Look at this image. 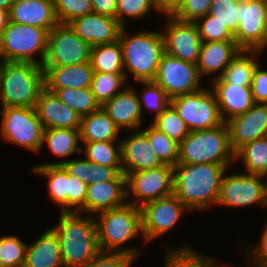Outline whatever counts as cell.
Here are the masks:
<instances>
[{
    "instance_id": "obj_40",
    "label": "cell",
    "mask_w": 267,
    "mask_h": 267,
    "mask_svg": "<svg viewBox=\"0 0 267 267\" xmlns=\"http://www.w3.org/2000/svg\"><path fill=\"white\" fill-rule=\"evenodd\" d=\"M144 85V90L141 91L142 94L138 93V100L140 103V110L143 116V105L154 111L153 119L159 116L170 104V98L167 96L166 92L154 81L141 82ZM140 94V96H139Z\"/></svg>"
},
{
    "instance_id": "obj_15",
    "label": "cell",
    "mask_w": 267,
    "mask_h": 267,
    "mask_svg": "<svg viewBox=\"0 0 267 267\" xmlns=\"http://www.w3.org/2000/svg\"><path fill=\"white\" fill-rule=\"evenodd\" d=\"M234 40L241 49L265 51L267 47V0L239 5Z\"/></svg>"
},
{
    "instance_id": "obj_28",
    "label": "cell",
    "mask_w": 267,
    "mask_h": 267,
    "mask_svg": "<svg viewBox=\"0 0 267 267\" xmlns=\"http://www.w3.org/2000/svg\"><path fill=\"white\" fill-rule=\"evenodd\" d=\"M80 141H117L121 130L113 119L100 107L92 113L82 116L80 127Z\"/></svg>"
},
{
    "instance_id": "obj_4",
    "label": "cell",
    "mask_w": 267,
    "mask_h": 267,
    "mask_svg": "<svg viewBox=\"0 0 267 267\" xmlns=\"http://www.w3.org/2000/svg\"><path fill=\"white\" fill-rule=\"evenodd\" d=\"M98 243L102 252H121L138 259L140 251L125 247V243L142 235L141 208L126 202L124 205L96 214Z\"/></svg>"
},
{
    "instance_id": "obj_10",
    "label": "cell",
    "mask_w": 267,
    "mask_h": 267,
    "mask_svg": "<svg viewBox=\"0 0 267 267\" xmlns=\"http://www.w3.org/2000/svg\"><path fill=\"white\" fill-rule=\"evenodd\" d=\"M221 179L217 205L247 207L263 205L267 207L266 177L259 174L233 173Z\"/></svg>"
},
{
    "instance_id": "obj_32",
    "label": "cell",
    "mask_w": 267,
    "mask_h": 267,
    "mask_svg": "<svg viewBox=\"0 0 267 267\" xmlns=\"http://www.w3.org/2000/svg\"><path fill=\"white\" fill-rule=\"evenodd\" d=\"M234 162H243L245 173L267 175V136L250 141L234 152Z\"/></svg>"
},
{
    "instance_id": "obj_33",
    "label": "cell",
    "mask_w": 267,
    "mask_h": 267,
    "mask_svg": "<svg viewBox=\"0 0 267 267\" xmlns=\"http://www.w3.org/2000/svg\"><path fill=\"white\" fill-rule=\"evenodd\" d=\"M90 62L94 72L124 73L122 47L119 40L92 46Z\"/></svg>"
},
{
    "instance_id": "obj_58",
    "label": "cell",
    "mask_w": 267,
    "mask_h": 267,
    "mask_svg": "<svg viewBox=\"0 0 267 267\" xmlns=\"http://www.w3.org/2000/svg\"><path fill=\"white\" fill-rule=\"evenodd\" d=\"M234 1L237 2L238 4H245L253 0H234Z\"/></svg>"
},
{
    "instance_id": "obj_45",
    "label": "cell",
    "mask_w": 267,
    "mask_h": 267,
    "mask_svg": "<svg viewBox=\"0 0 267 267\" xmlns=\"http://www.w3.org/2000/svg\"><path fill=\"white\" fill-rule=\"evenodd\" d=\"M164 267H197V251L189 245L167 248Z\"/></svg>"
},
{
    "instance_id": "obj_51",
    "label": "cell",
    "mask_w": 267,
    "mask_h": 267,
    "mask_svg": "<svg viewBox=\"0 0 267 267\" xmlns=\"http://www.w3.org/2000/svg\"><path fill=\"white\" fill-rule=\"evenodd\" d=\"M112 180H126L123 167H107L92 162L91 184Z\"/></svg>"
},
{
    "instance_id": "obj_36",
    "label": "cell",
    "mask_w": 267,
    "mask_h": 267,
    "mask_svg": "<svg viewBox=\"0 0 267 267\" xmlns=\"http://www.w3.org/2000/svg\"><path fill=\"white\" fill-rule=\"evenodd\" d=\"M54 93L63 103L81 116L88 115L101 107L90 87L63 88L57 89Z\"/></svg>"
},
{
    "instance_id": "obj_8",
    "label": "cell",
    "mask_w": 267,
    "mask_h": 267,
    "mask_svg": "<svg viewBox=\"0 0 267 267\" xmlns=\"http://www.w3.org/2000/svg\"><path fill=\"white\" fill-rule=\"evenodd\" d=\"M0 135L5 141L40 152L44 128L35 108L2 107Z\"/></svg>"
},
{
    "instance_id": "obj_11",
    "label": "cell",
    "mask_w": 267,
    "mask_h": 267,
    "mask_svg": "<svg viewBox=\"0 0 267 267\" xmlns=\"http://www.w3.org/2000/svg\"><path fill=\"white\" fill-rule=\"evenodd\" d=\"M173 184L174 167L168 164L129 173L126 176L127 202L141 208L148 202L172 195ZM129 197L132 198L130 202Z\"/></svg>"
},
{
    "instance_id": "obj_59",
    "label": "cell",
    "mask_w": 267,
    "mask_h": 267,
    "mask_svg": "<svg viewBox=\"0 0 267 267\" xmlns=\"http://www.w3.org/2000/svg\"><path fill=\"white\" fill-rule=\"evenodd\" d=\"M158 6L163 0H152Z\"/></svg>"
},
{
    "instance_id": "obj_34",
    "label": "cell",
    "mask_w": 267,
    "mask_h": 267,
    "mask_svg": "<svg viewBox=\"0 0 267 267\" xmlns=\"http://www.w3.org/2000/svg\"><path fill=\"white\" fill-rule=\"evenodd\" d=\"M80 143L85 159L107 167H122L121 141Z\"/></svg>"
},
{
    "instance_id": "obj_56",
    "label": "cell",
    "mask_w": 267,
    "mask_h": 267,
    "mask_svg": "<svg viewBox=\"0 0 267 267\" xmlns=\"http://www.w3.org/2000/svg\"><path fill=\"white\" fill-rule=\"evenodd\" d=\"M10 21L9 10L0 9V36Z\"/></svg>"
},
{
    "instance_id": "obj_39",
    "label": "cell",
    "mask_w": 267,
    "mask_h": 267,
    "mask_svg": "<svg viewBox=\"0 0 267 267\" xmlns=\"http://www.w3.org/2000/svg\"><path fill=\"white\" fill-rule=\"evenodd\" d=\"M27 246L17 236L0 237V267H24Z\"/></svg>"
},
{
    "instance_id": "obj_57",
    "label": "cell",
    "mask_w": 267,
    "mask_h": 267,
    "mask_svg": "<svg viewBox=\"0 0 267 267\" xmlns=\"http://www.w3.org/2000/svg\"><path fill=\"white\" fill-rule=\"evenodd\" d=\"M15 1L16 0H0V9H6L10 11Z\"/></svg>"
},
{
    "instance_id": "obj_50",
    "label": "cell",
    "mask_w": 267,
    "mask_h": 267,
    "mask_svg": "<svg viewBox=\"0 0 267 267\" xmlns=\"http://www.w3.org/2000/svg\"><path fill=\"white\" fill-rule=\"evenodd\" d=\"M247 246L250 249L245 247L248 250L245 249L242 251H245L246 258L249 263L252 262L251 265L254 267H267V223L266 226H264L259 243L257 245L247 243Z\"/></svg>"
},
{
    "instance_id": "obj_7",
    "label": "cell",
    "mask_w": 267,
    "mask_h": 267,
    "mask_svg": "<svg viewBox=\"0 0 267 267\" xmlns=\"http://www.w3.org/2000/svg\"><path fill=\"white\" fill-rule=\"evenodd\" d=\"M48 31L32 25L8 22L0 36V61L32 62L40 66L47 51ZM38 56L34 58L33 56Z\"/></svg>"
},
{
    "instance_id": "obj_37",
    "label": "cell",
    "mask_w": 267,
    "mask_h": 267,
    "mask_svg": "<svg viewBox=\"0 0 267 267\" xmlns=\"http://www.w3.org/2000/svg\"><path fill=\"white\" fill-rule=\"evenodd\" d=\"M142 131L146 134L152 150L163 164L173 167L178 164L179 144L177 142L152 124Z\"/></svg>"
},
{
    "instance_id": "obj_13",
    "label": "cell",
    "mask_w": 267,
    "mask_h": 267,
    "mask_svg": "<svg viewBox=\"0 0 267 267\" xmlns=\"http://www.w3.org/2000/svg\"><path fill=\"white\" fill-rule=\"evenodd\" d=\"M197 65L180 60L164 53L154 82L158 84L172 99L179 95L189 94L203 88L200 87Z\"/></svg>"
},
{
    "instance_id": "obj_20",
    "label": "cell",
    "mask_w": 267,
    "mask_h": 267,
    "mask_svg": "<svg viewBox=\"0 0 267 267\" xmlns=\"http://www.w3.org/2000/svg\"><path fill=\"white\" fill-rule=\"evenodd\" d=\"M212 91L216 96L224 122L244 114L255 104L250 86L227 83L222 77L211 79Z\"/></svg>"
},
{
    "instance_id": "obj_47",
    "label": "cell",
    "mask_w": 267,
    "mask_h": 267,
    "mask_svg": "<svg viewBox=\"0 0 267 267\" xmlns=\"http://www.w3.org/2000/svg\"><path fill=\"white\" fill-rule=\"evenodd\" d=\"M135 260L126 253L100 251L85 267H130Z\"/></svg>"
},
{
    "instance_id": "obj_49",
    "label": "cell",
    "mask_w": 267,
    "mask_h": 267,
    "mask_svg": "<svg viewBox=\"0 0 267 267\" xmlns=\"http://www.w3.org/2000/svg\"><path fill=\"white\" fill-rule=\"evenodd\" d=\"M213 0H186L181 9L174 15L182 21L195 22L209 13Z\"/></svg>"
},
{
    "instance_id": "obj_5",
    "label": "cell",
    "mask_w": 267,
    "mask_h": 267,
    "mask_svg": "<svg viewBox=\"0 0 267 267\" xmlns=\"http://www.w3.org/2000/svg\"><path fill=\"white\" fill-rule=\"evenodd\" d=\"M44 88L42 66L32 62L0 61L1 107L35 108Z\"/></svg>"
},
{
    "instance_id": "obj_35",
    "label": "cell",
    "mask_w": 267,
    "mask_h": 267,
    "mask_svg": "<svg viewBox=\"0 0 267 267\" xmlns=\"http://www.w3.org/2000/svg\"><path fill=\"white\" fill-rule=\"evenodd\" d=\"M124 73L93 72L91 90L96 101L102 106L126 86Z\"/></svg>"
},
{
    "instance_id": "obj_53",
    "label": "cell",
    "mask_w": 267,
    "mask_h": 267,
    "mask_svg": "<svg viewBox=\"0 0 267 267\" xmlns=\"http://www.w3.org/2000/svg\"><path fill=\"white\" fill-rule=\"evenodd\" d=\"M93 13L116 18L117 0H90Z\"/></svg>"
},
{
    "instance_id": "obj_38",
    "label": "cell",
    "mask_w": 267,
    "mask_h": 267,
    "mask_svg": "<svg viewBox=\"0 0 267 267\" xmlns=\"http://www.w3.org/2000/svg\"><path fill=\"white\" fill-rule=\"evenodd\" d=\"M151 124L178 144L190 133L186 123L171 104L154 118Z\"/></svg>"
},
{
    "instance_id": "obj_43",
    "label": "cell",
    "mask_w": 267,
    "mask_h": 267,
    "mask_svg": "<svg viewBox=\"0 0 267 267\" xmlns=\"http://www.w3.org/2000/svg\"><path fill=\"white\" fill-rule=\"evenodd\" d=\"M239 5L234 0H213L209 14L235 35L239 22Z\"/></svg>"
},
{
    "instance_id": "obj_29",
    "label": "cell",
    "mask_w": 267,
    "mask_h": 267,
    "mask_svg": "<svg viewBox=\"0 0 267 267\" xmlns=\"http://www.w3.org/2000/svg\"><path fill=\"white\" fill-rule=\"evenodd\" d=\"M264 51L241 49L239 53L231 60L221 76L227 83L237 84L239 86H251L253 73L259 64L255 59Z\"/></svg>"
},
{
    "instance_id": "obj_41",
    "label": "cell",
    "mask_w": 267,
    "mask_h": 267,
    "mask_svg": "<svg viewBox=\"0 0 267 267\" xmlns=\"http://www.w3.org/2000/svg\"><path fill=\"white\" fill-rule=\"evenodd\" d=\"M198 28L201 42H235L234 35L225 25L215 20L209 13L194 22Z\"/></svg>"
},
{
    "instance_id": "obj_31",
    "label": "cell",
    "mask_w": 267,
    "mask_h": 267,
    "mask_svg": "<svg viewBox=\"0 0 267 267\" xmlns=\"http://www.w3.org/2000/svg\"><path fill=\"white\" fill-rule=\"evenodd\" d=\"M80 129H44L42 145L47 144L49 151L57 157L65 158L72 154H81Z\"/></svg>"
},
{
    "instance_id": "obj_22",
    "label": "cell",
    "mask_w": 267,
    "mask_h": 267,
    "mask_svg": "<svg viewBox=\"0 0 267 267\" xmlns=\"http://www.w3.org/2000/svg\"><path fill=\"white\" fill-rule=\"evenodd\" d=\"M128 85L101 106L121 131L124 128L139 130L143 123L138 94Z\"/></svg>"
},
{
    "instance_id": "obj_6",
    "label": "cell",
    "mask_w": 267,
    "mask_h": 267,
    "mask_svg": "<svg viewBox=\"0 0 267 267\" xmlns=\"http://www.w3.org/2000/svg\"><path fill=\"white\" fill-rule=\"evenodd\" d=\"M226 122L215 128L190 131L179 143L178 164H233Z\"/></svg>"
},
{
    "instance_id": "obj_30",
    "label": "cell",
    "mask_w": 267,
    "mask_h": 267,
    "mask_svg": "<svg viewBox=\"0 0 267 267\" xmlns=\"http://www.w3.org/2000/svg\"><path fill=\"white\" fill-rule=\"evenodd\" d=\"M31 171L48 179L50 199L61 207V212H68V173L64 167L62 165H34Z\"/></svg>"
},
{
    "instance_id": "obj_25",
    "label": "cell",
    "mask_w": 267,
    "mask_h": 267,
    "mask_svg": "<svg viewBox=\"0 0 267 267\" xmlns=\"http://www.w3.org/2000/svg\"><path fill=\"white\" fill-rule=\"evenodd\" d=\"M45 88L50 92L63 88L91 87L93 68L91 62L64 66H42Z\"/></svg>"
},
{
    "instance_id": "obj_2",
    "label": "cell",
    "mask_w": 267,
    "mask_h": 267,
    "mask_svg": "<svg viewBox=\"0 0 267 267\" xmlns=\"http://www.w3.org/2000/svg\"><path fill=\"white\" fill-rule=\"evenodd\" d=\"M51 228L60 241L63 267H85L101 250L94 216L79 212H60Z\"/></svg>"
},
{
    "instance_id": "obj_1",
    "label": "cell",
    "mask_w": 267,
    "mask_h": 267,
    "mask_svg": "<svg viewBox=\"0 0 267 267\" xmlns=\"http://www.w3.org/2000/svg\"><path fill=\"white\" fill-rule=\"evenodd\" d=\"M230 164H177L173 194L189 209L205 210L217 205L221 179Z\"/></svg>"
},
{
    "instance_id": "obj_16",
    "label": "cell",
    "mask_w": 267,
    "mask_h": 267,
    "mask_svg": "<svg viewBox=\"0 0 267 267\" xmlns=\"http://www.w3.org/2000/svg\"><path fill=\"white\" fill-rule=\"evenodd\" d=\"M165 17L166 31L162 32L165 53L182 61L197 64L202 42L196 24L179 20L175 16Z\"/></svg>"
},
{
    "instance_id": "obj_27",
    "label": "cell",
    "mask_w": 267,
    "mask_h": 267,
    "mask_svg": "<svg viewBox=\"0 0 267 267\" xmlns=\"http://www.w3.org/2000/svg\"><path fill=\"white\" fill-rule=\"evenodd\" d=\"M24 267H63L60 241L52 228L27 246Z\"/></svg>"
},
{
    "instance_id": "obj_54",
    "label": "cell",
    "mask_w": 267,
    "mask_h": 267,
    "mask_svg": "<svg viewBox=\"0 0 267 267\" xmlns=\"http://www.w3.org/2000/svg\"><path fill=\"white\" fill-rule=\"evenodd\" d=\"M186 0H163L157 7L162 16H174L184 5Z\"/></svg>"
},
{
    "instance_id": "obj_19",
    "label": "cell",
    "mask_w": 267,
    "mask_h": 267,
    "mask_svg": "<svg viewBox=\"0 0 267 267\" xmlns=\"http://www.w3.org/2000/svg\"><path fill=\"white\" fill-rule=\"evenodd\" d=\"M35 110L44 129H80L81 127L82 116L46 88L40 92Z\"/></svg>"
},
{
    "instance_id": "obj_46",
    "label": "cell",
    "mask_w": 267,
    "mask_h": 267,
    "mask_svg": "<svg viewBox=\"0 0 267 267\" xmlns=\"http://www.w3.org/2000/svg\"><path fill=\"white\" fill-rule=\"evenodd\" d=\"M86 193L87 184L68 174V212L85 213Z\"/></svg>"
},
{
    "instance_id": "obj_18",
    "label": "cell",
    "mask_w": 267,
    "mask_h": 267,
    "mask_svg": "<svg viewBox=\"0 0 267 267\" xmlns=\"http://www.w3.org/2000/svg\"><path fill=\"white\" fill-rule=\"evenodd\" d=\"M121 141L123 174L155 169L164 165L152 150L146 134L139 130Z\"/></svg>"
},
{
    "instance_id": "obj_55",
    "label": "cell",
    "mask_w": 267,
    "mask_h": 267,
    "mask_svg": "<svg viewBox=\"0 0 267 267\" xmlns=\"http://www.w3.org/2000/svg\"><path fill=\"white\" fill-rule=\"evenodd\" d=\"M216 259L211 256H204L203 254L197 252V267H226V266H220L218 263H216ZM234 267V266H230Z\"/></svg>"
},
{
    "instance_id": "obj_26",
    "label": "cell",
    "mask_w": 267,
    "mask_h": 267,
    "mask_svg": "<svg viewBox=\"0 0 267 267\" xmlns=\"http://www.w3.org/2000/svg\"><path fill=\"white\" fill-rule=\"evenodd\" d=\"M241 48L236 42L214 41L202 42L197 62L200 77L216 74L214 78L221 77L231 60L239 53Z\"/></svg>"
},
{
    "instance_id": "obj_12",
    "label": "cell",
    "mask_w": 267,
    "mask_h": 267,
    "mask_svg": "<svg viewBox=\"0 0 267 267\" xmlns=\"http://www.w3.org/2000/svg\"><path fill=\"white\" fill-rule=\"evenodd\" d=\"M92 46L75 34L68 24H57L47 37L42 66L74 65L90 61Z\"/></svg>"
},
{
    "instance_id": "obj_23",
    "label": "cell",
    "mask_w": 267,
    "mask_h": 267,
    "mask_svg": "<svg viewBox=\"0 0 267 267\" xmlns=\"http://www.w3.org/2000/svg\"><path fill=\"white\" fill-rule=\"evenodd\" d=\"M10 21L51 31L59 24L54 0H16L10 11Z\"/></svg>"
},
{
    "instance_id": "obj_24",
    "label": "cell",
    "mask_w": 267,
    "mask_h": 267,
    "mask_svg": "<svg viewBox=\"0 0 267 267\" xmlns=\"http://www.w3.org/2000/svg\"><path fill=\"white\" fill-rule=\"evenodd\" d=\"M127 202L126 180H112L87 185L85 214L96 215Z\"/></svg>"
},
{
    "instance_id": "obj_9",
    "label": "cell",
    "mask_w": 267,
    "mask_h": 267,
    "mask_svg": "<svg viewBox=\"0 0 267 267\" xmlns=\"http://www.w3.org/2000/svg\"><path fill=\"white\" fill-rule=\"evenodd\" d=\"M170 104L186 123L190 131L215 128L224 123L216 96L212 89L179 95L170 99Z\"/></svg>"
},
{
    "instance_id": "obj_17",
    "label": "cell",
    "mask_w": 267,
    "mask_h": 267,
    "mask_svg": "<svg viewBox=\"0 0 267 267\" xmlns=\"http://www.w3.org/2000/svg\"><path fill=\"white\" fill-rule=\"evenodd\" d=\"M226 123L230 146L235 152L245 143L267 136V104L255 103L244 114L235 116Z\"/></svg>"
},
{
    "instance_id": "obj_44",
    "label": "cell",
    "mask_w": 267,
    "mask_h": 267,
    "mask_svg": "<svg viewBox=\"0 0 267 267\" xmlns=\"http://www.w3.org/2000/svg\"><path fill=\"white\" fill-rule=\"evenodd\" d=\"M158 7L152 0H117L116 19L122 27H126L124 18L141 19Z\"/></svg>"
},
{
    "instance_id": "obj_14",
    "label": "cell",
    "mask_w": 267,
    "mask_h": 267,
    "mask_svg": "<svg viewBox=\"0 0 267 267\" xmlns=\"http://www.w3.org/2000/svg\"><path fill=\"white\" fill-rule=\"evenodd\" d=\"M189 209L174 195L146 203L141 207L142 234L145 243L172 230Z\"/></svg>"
},
{
    "instance_id": "obj_3",
    "label": "cell",
    "mask_w": 267,
    "mask_h": 267,
    "mask_svg": "<svg viewBox=\"0 0 267 267\" xmlns=\"http://www.w3.org/2000/svg\"><path fill=\"white\" fill-rule=\"evenodd\" d=\"M125 30L126 28L122 27L118 40L122 47L126 80L128 81V72H130L135 83L154 81L161 58L165 53L162 32L140 30L141 32L129 36Z\"/></svg>"
},
{
    "instance_id": "obj_48",
    "label": "cell",
    "mask_w": 267,
    "mask_h": 267,
    "mask_svg": "<svg viewBox=\"0 0 267 267\" xmlns=\"http://www.w3.org/2000/svg\"><path fill=\"white\" fill-rule=\"evenodd\" d=\"M41 165H62L69 175L79 178L87 185L91 184L92 161H89L87 159H65V161L43 163L36 166Z\"/></svg>"
},
{
    "instance_id": "obj_42",
    "label": "cell",
    "mask_w": 267,
    "mask_h": 267,
    "mask_svg": "<svg viewBox=\"0 0 267 267\" xmlns=\"http://www.w3.org/2000/svg\"><path fill=\"white\" fill-rule=\"evenodd\" d=\"M54 7L59 24L93 13L90 0H54Z\"/></svg>"
},
{
    "instance_id": "obj_21",
    "label": "cell",
    "mask_w": 267,
    "mask_h": 267,
    "mask_svg": "<svg viewBox=\"0 0 267 267\" xmlns=\"http://www.w3.org/2000/svg\"><path fill=\"white\" fill-rule=\"evenodd\" d=\"M68 25L77 36L91 46L117 41L122 29L116 18L96 13L78 17Z\"/></svg>"
},
{
    "instance_id": "obj_52",
    "label": "cell",
    "mask_w": 267,
    "mask_h": 267,
    "mask_svg": "<svg viewBox=\"0 0 267 267\" xmlns=\"http://www.w3.org/2000/svg\"><path fill=\"white\" fill-rule=\"evenodd\" d=\"M260 65L254 70L250 87L255 103L267 104V70H263Z\"/></svg>"
}]
</instances>
